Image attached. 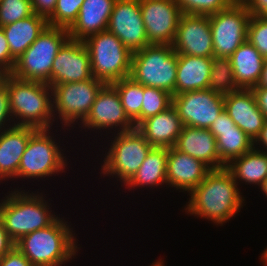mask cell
<instances>
[{"instance_id": "38", "label": "cell", "mask_w": 267, "mask_h": 266, "mask_svg": "<svg viewBox=\"0 0 267 266\" xmlns=\"http://www.w3.org/2000/svg\"><path fill=\"white\" fill-rule=\"evenodd\" d=\"M15 61L16 60L11 56L3 28L0 27V66L10 74L14 68Z\"/></svg>"}, {"instance_id": "30", "label": "cell", "mask_w": 267, "mask_h": 266, "mask_svg": "<svg viewBox=\"0 0 267 266\" xmlns=\"http://www.w3.org/2000/svg\"><path fill=\"white\" fill-rule=\"evenodd\" d=\"M117 90L125 114L137 127L141 123V107L144 99V86L130 77L111 83Z\"/></svg>"}, {"instance_id": "23", "label": "cell", "mask_w": 267, "mask_h": 266, "mask_svg": "<svg viewBox=\"0 0 267 266\" xmlns=\"http://www.w3.org/2000/svg\"><path fill=\"white\" fill-rule=\"evenodd\" d=\"M116 0H85L78 17L68 29L69 39L84 41L87 37L107 30Z\"/></svg>"}, {"instance_id": "17", "label": "cell", "mask_w": 267, "mask_h": 266, "mask_svg": "<svg viewBox=\"0 0 267 266\" xmlns=\"http://www.w3.org/2000/svg\"><path fill=\"white\" fill-rule=\"evenodd\" d=\"M90 55L83 41L68 39L54 58L48 85L91 79Z\"/></svg>"}, {"instance_id": "3", "label": "cell", "mask_w": 267, "mask_h": 266, "mask_svg": "<svg viewBox=\"0 0 267 266\" xmlns=\"http://www.w3.org/2000/svg\"><path fill=\"white\" fill-rule=\"evenodd\" d=\"M0 201V218L4 228L15 243L23 236L48 227L57 218L43 192L29 193L15 188Z\"/></svg>"}, {"instance_id": "39", "label": "cell", "mask_w": 267, "mask_h": 266, "mask_svg": "<svg viewBox=\"0 0 267 266\" xmlns=\"http://www.w3.org/2000/svg\"><path fill=\"white\" fill-rule=\"evenodd\" d=\"M0 266H32L30 261L15 246L0 258Z\"/></svg>"}, {"instance_id": "6", "label": "cell", "mask_w": 267, "mask_h": 266, "mask_svg": "<svg viewBox=\"0 0 267 266\" xmlns=\"http://www.w3.org/2000/svg\"><path fill=\"white\" fill-rule=\"evenodd\" d=\"M68 39V29L48 25L15 61L10 74L17 79L48 84L54 58Z\"/></svg>"}, {"instance_id": "14", "label": "cell", "mask_w": 267, "mask_h": 266, "mask_svg": "<svg viewBox=\"0 0 267 266\" xmlns=\"http://www.w3.org/2000/svg\"><path fill=\"white\" fill-rule=\"evenodd\" d=\"M78 125L81 131L82 128L84 130L91 129L92 131L96 129L98 132L99 130L102 132L104 129L109 131L112 129L115 133L129 131L135 128L134 123L125 114L117 90L111 84H105L101 88L92 104L90 113Z\"/></svg>"}, {"instance_id": "2", "label": "cell", "mask_w": 267, "mask_h": 266, "mask_svg": "<svg viewBox=\"0 0 267 266\" xmlns=\"http://www.w3.org/2000/svg\"><path fill=\"white\" fill-rule=\"evenodd\" d=\"M59 217L48 227L35 230L15 242L32 266H62L78 255L73 228Z\"/></svg>"}, {"instance_id": "20", "label": "cell", "mask_w": 267, "mask_h": 266, "mask_svg": "<svg viewBox=\"0 0 267 266\" xmlns=\"http://www.w3.org/2000/svg\"><path fill=\"white\" fill-rule=\"evenodd\" d=\"M175 147L200 160L211 170L226 167L220 160L216 138L208 129L183 126Z\"/></svg>"}, {"instance_id": "5", "label": "cell", "mask_w": 267, "mask_h": 266, "mask_svg": "<svg viewBox=\"0 0 267 266\" xmlns=\"http://www.w3.org/2000/svg\"><path fill=\"white\" fill-rule=\"evenodd\" d=\"M178 55L172 45L150 44L132 53L130 78L176 95Z\"/></svg>"}, {"instance_id": "46", "label": "cell", "mask_w": 267, "mask_h": 266, "mask_svg": "<svg viewBox=\"0 0 267 266\" xmlns=\"http://www.w3.org/2000/svg\"><path fill=\"white\" fill-rule=\"evenodd\" d=\"M255 87L267 88V59L264 61L260 80Z\"/></svg>"}, {"instance_id": "10", "label": "cell", "mask_w": 267, "mask_h": 266, "mask_svg": "<svg viewBox=\"0 0 267 266\" xmlns=\"http://www.w3.org/2000/svg\"><path fill=\"white\" fill-rule=\"evenodd\" d=\"M104 85L103 81L92 77L89 80L52 86L53 114L56 122L58 119L62 121L63 130H68V127L70 129L86 119L98 92Z\"/></svg>"}, {"instance_id": "29", "label": "cell", "mask_w": 267, "mask_h": 266, "mask_svg": "<svg viewBox=\"0 0 267 266\" xmlns=\"http://www.w3.org/2000/svg\"><path fill=\"white\" fill-rule=\"evenodd\" d=\"M216 143L220 160L225 165L254 147L253 141L237 125L233 129L218 130Z\"/></svg>"}, {"instance_id": "19", "label": "cell", "mask_w": 267, "mask_h": 266, "mask_svg": "<svg viewBox=\"0 0 267 266\" xmlns=\"http://www.w3.org/2000/svg\"><path fill=\"white\" fill-rule=\"evenodd\" d=\"M211 169L196 158L179 151L175 146L168 148L167 185L179 192L189 194L206 177Z\"/></svg>"}, {"instance_id": "49", "label": "cell", "mask_w": 267, "mask_h": 266, "mask_svg": "<svg viewBox=\"0 0 267 266\" xmlns=\"http://www.w3.org/2000/svg\"><path fill=\"white\" fill-rule=\"evenodd\" d=\"M260 189H261L262 194H264L267 197V178L265 179Z\"/></svg>"}, {"instance_id": "16", "label": "cell", "mask_w": 267, "mask_h": 266, "mask_svg": "<svg viewBox=\"0 0 267 266\" xmlns=\"http://www.w3.org/2000/svg\"><path fill=\"white\" fill-rule=\"evenodd\" d=\"M172 47L177 55L212 58L214 50L209 16L183 13Z\"/></svg>"}, {"instance_id": "36", "label": "cell", "mask_w": 267, "mask_h": 266, "mask_svg": "<svg viewBox=\"0 0 267 266\" xmlns=\"http://www.w3.org/2000/svg\"><path fill=\"white\" fill-rule=\"evenodd\" d=\"M247 40L267 59V18L265 16L250 17Z\"/></svg>"}, {"instance_id": "44", "label": "cell", "mask_w": 267, "mask_h": 266, "mask_svg": "<svg viewBox=\"0 0 267 266\" xmlns=\"http://www.w3.org/2000/svg\"><path fill=\"white\" fill-rule=\"evenodd\" d=\"M252 91L254 93L257 106L267 119V88L254 87Z\"/></svg>"}, {"instance_id": "31", "label": "cell", "mask_w": 267, "mask_h": 266, "mask_svg": "<svg viewBox=\"0 0 267 266\" xmlns=\"http://www.w3.org/2000/svg\"><path fill=\"white\" fill-rule=\"evenodd\" d=\"M208 89L223 96L239 90L230 58L212 57Z\"/></svg>"}, {"instance_id": "43", "label": "cell", "mask_w": 267, "mask_h": 266, "mask_svg": "<svg viewBox=\"0 0 267 266\" xmlns=\"http://www.w3.org/2000/svg\"><path fill=\"white\" fill-rule=\"evenodd\" d=\"M14 245L15 243L8 236L2 219L0 218V258L9 252Z\"/></svg>"}, {"instance_id": "35", "label": "cell", "mask_w": 267, "mask_h": 266, "mask_svg": "<svg viewBox=\"0 0 267 266\" xmlns=\"http://www.w3.org/2000/svg\"><path fill=\"white\" fill-rule=\"evenodd\" d=\"M182 13L194 15H212L228 8L229 0H176Z\"/></svg>"}, {"instance_id": "45", "label": "cell", "mask_w": 267, "mask_h": 266, "mask_svg": "<svg viewBox=\"0 0 267 266\" xmlns=\"http://www.w3.org/2000/svg\"><path fill=\"white\" fill-rule=\"evenodd\" d=\"M259 143V144H258ZM259 145V146H257ZM253 146L255 149L267 153V119L265 121L263 129L260 131V134L253 141ZM257 146V147H256ZM263 146V147H262ZM260 147V148H258ZM262 148V149H261ZM261 149V150H260ZM265 149V150H264Z\"/></svg>"}, {"instance_id": "24", "label": "cell", "mask_w": 267, "mask_h": 266, "mask_svg": "<svg viewBox=\"0 0 267 266\" xmlns=\"http://www.w3.org/2000/svg\"><path fill=\"white\" fill-rule=\"evenodd\" d=\"M229 58L239 89H253L260 80L265 58L248 40Z\"/></svg>"}, {"instance_id": "12", "label": "cell", "mask_w": 267, "mask_h": 266, "mask_svg": "<svg viewBox=\"0 0 267 266\" xmlns=\"http://www.w3.org/2000/svg\"><path fill=\"white\" fill-rule=\"evenodd\" d=\"M172 105L183 126L209 129L224 110V96L210 89L187 91L172 96Z\"/></svg>"}, {"instance_id": "27", "label": "cell", "mask_w": 267, "mask_h": 266, "mask_svg": "<svg viewBox=\"0 0 267 266\" xmlns=\"http://www.w3.org/2000/svg\"><path fill=\"white\" fill-rule=\"evenodd\" d=\"M225 168L238 185L245 183L261 187L267 178V153L253 147L249 152L232 159Z\"/></svg>"}, {"instance_id": "40", "label": "cell", "mask_w": 267, "mask_h": 266, "mask_svg": "<svg viewBox=\"0 0 267 266\" xmlns=\"http://www.w3.org/2000/svg\"><path fill=\"white\" fill-rule=\"evenodd\" d=\"M35 14L48 19L56 7L57 0H31Z\"/></svg>"}, {"instance_id": "22", "label": "cell", "mask_w": 267, "mask_h": 266, "mask_svg": "<svg viewBox=\"0 0 267 266\" xmlns=\"http://www.w3.org/2000/svg\"><path fill=\"white\" fill-rule=\"evenodd\" d=\"M36 130L30 126H14L0 133V183L16 178L21 157Z\"/></svg>"}, {"instance_id": "42", "label": "cell", "mask_w": 267, "mask_h": 266, "mask_svg": "<svg viewBox=\"0 0 267 266\" xmlns=\"http://www.w3.org/2000/svg\"><path fill=\"white\" fill-rule=\"evenodd\" d=\"M245 6L251 16H265L267 14V0H249Z\"/></svg>"}, {"instance_id": "32", "label": "cell", "mask_w": 267, "mask_h": 266, "mask_svg": "<svg viewBox=\"0 0 267 266\" xmlns=\"http://www.w3.org/2000/svg\"><path fill=\"white\" fill-rule=\"evenodd\" d=\"M143 97L141 122L148 117L165 111L172 105V95L162 89L144 86Z\"/></svg>"}, {"instance_id": "13", "label": "cell", "mask_w": 267, "mask_h": 266, "mask_svg": "<svg viewBox=\"0 0 267 266\" xmlns=\"http://www.w3.org/2000/svg\"><path fill=\"white\" fill-rule=\"evenodd\" d=\"M149 44L172 45L182 11L176 0H139Z\"/></svg>"}, {"instance_id": "50", "label": "cell", "mask_w": 267, "mask_h": 266, "mask_svg": "<svg viewBox=\"0 0 267 266\" xmlns=\"http://www.w3.org/2000/svg\"><path fill=\"white\" fill-rule=\"evenodd\" d=\"M232 4H246L249 0H229Z\"/></svg>"}, {"instance_id": "8", "label": "cell", "mask_w": 267, "mask_h": 266, "mask_svg": "<svg viewBox=\"0 0 267 266\" xmlns=\"http://www.w3.org/2000/svg\"><path fill=\"white\" fill-rule=\"evenodd\" d=\"M110 148L105 151L101 173L117 177L123 186L134 176L153 148L135 127L132 130L114 133ZM107 152V153H106Z\"/></svg>"}, {"instance_id": "15", "label": "cell", "mask_w": 267, "mask_h": 266, "mask_svg": "<svg viewBox=\"0 0 267 266\" xmlns=\"http://www.w3.org/2000/svg\"><path fill=\"white\" fill-rule=\"evenodd\" d=\"M107 30L113 33L131 53L150 45L139 0H116Z\"/></svg>"}, {"instance_id": "7", "label": "cell", "mask_w": 267, "mask_h": 266, "mask_svg": "<svg viewBox=\"0 0 267 266\" xmlns=\"http://www.w3.org/2000/svg\"><path fill=\"white\" fill-rule=\"evenodd\" d=\"M83 42L90 55L94 78L111 84L130 76L132 53L113 33L105 30Z\"/></svg>"}, {"instance_id": "1", "label": "cell", "mask_w": 267, "mask_h": 266, "mask_svg": "<svg viewBox=\"0 0 267 266\" xmlns=\"http://www.w3.org/2000/svg\"><path fill=\"white\" fill-rule=\"evenodd\" d=\"M232 174L226 169L211 170L205 179L188 195L185 213L197 218H206L222 226L240 212L245 203L241 189Z\"/></svg>"}, {"instance_id": "48", "label": "cell", "mask_w": 267, "mask_h": 266, "mask_svg": "<svg viewBox=\"0 0 267 266\" xmlns=\"http://www.w3.org/2000/svg\"><path fill=\"white\" fill-rule=\"evenodd\" d=\"M267 247V246H266ZM260 260L263 261L264 265L267 266V248H264L263 253L261 254Z\"/></svg>"}, {"instance_id": "21", "label": "cell", "mask_w": 267, "mask_h": 266, "mask_svg": "<svg viewBox=\"0 0 267 266\" xmlns=\"http://www.w3.org/2000/svg\"><path fill=\"white\" fill-rule=\"evenodd\" d=\"M136 128L152 147L172 148L177 143L183 124L171 105L165 111L144 119Z\"/></svg>"}, {"instance_id": "4", "label": "cell", "mask_w": 267, "mask_h": 266, "mask_svg": "<svg viewBox=\"0 0 267 266\" xmlns=\"http://www.w3.org/2000/svg\"><path fill=\"white\" fill-rule=\"evenodd\" d=\"M5 79L15 126L52 129L55 122L52 87L38 81L17 79L11 74Z\"/></svg>"}, {"instance_id": "47", "label": "cell", "mask_w": 267, "mask_h": 266, "mask_svg": "<svg viewBox=\"0 0 267 266\" xmlns=\"http://www.w3.org/2000/svg\"><path fill=\"white\" fill-rule=\"evenodd\" d=\"M9 73L0 66V84L5 80Z\"/></svg>"}, {"instance_id": "26", "label": "cell", "mask_w": 267, "mask_h": 266, "mask_svg": "<svg viewBox=\"0 0 267 266\" xmlns=\"http://www.w3.org/2000/svg\"><path fill=\"white\" fill-rule=\"evenodd\" d=\"M48 26V20L37 14L3 28L11 56L17 60Z\"/></svg>"}, {"instance_id": "34", "label": "cell", "mask_w": 267, "mask_h": 266, "mask_svg": "<svg viewBox=\"0 0 267 266\" xmlns=\"http://www.w3.org/2000/svg\"><path fill=\"white\" fill-rule=\"evenodd\" d=\"M33 14L31 0H1L0 27L12 24Z\"/></svg>"}, {"instance_id": "51", "label": "cell", "mask_w": 267, "mask_h": 266, "mask_svg": "<svg viewBox=\"0 0 267 266\" xmlns=\"http://www.w3.org/2000/svg\"><path fill=\"white\" fill-rule=\"evenodd\" d=\"M150 266H165L164 265V260L159 259L158 261L156 260L154 263H152Z\"/></svg>"}, {"instance_id": "9", "label": "cell", "mask_w": 267, "mask_h": 266, "mask_svg": "<svg viewBox=\"0 0 267 266\" xmlns=\"http://www.w3.org/2000/svg\"><path fill=\"white\" fill-rule=\"evenodd\" d=\"M50 130L37 129L31 135L21 157L16 178L37 180L65 172L68 158L64 156V149L60 148V142H56L58 140H55Z\"/></svg>"}, {"instance_id": "11", "label": "cell", "mask_w": 267, "mask_h": 266, "mask_svg": "<svg viewBox=\"0 0 267 266\" xmlns=\"http://www.w3.org/2000/svg\"><path fill=\"white\" fill-rule=\"evenodd\" d=\"M250 17L245 4H231L209 15L215 57L229 58L247 40Z\"/></svg>"}, {"instance_id": "37", "label": "cell", "mask_w": 267, "mask_h": 266, "mask_svg": "<svg viewBox=\"0 0 267 266\" xmlns=\"http://www.w3.org/2000/svg\"><path fill=\"white\" fill-rule=\"evenodd\" d=\"M14 126L15 124L10 109L9 93L7 90V80L5 79L0 84V133Z\"/></svg>"}, {"instance_id": "41", "label": "cell", "mask_w": 267, "mask_h": 266, "mask_svg": "<svg viewBox=\"0 0 267 266\" xmlns=\"http://www.w3.org/2000/svg\"><path fill=\"white\" fill-rule=\"evenodd\" d=\"M235 126V122L229 117L228 113L223 110L208 130L217 138L218 130L233 129Z\"/></svg>"}, {"instance_id": "33", "label": "cell", "mask_w": 267, "mask_h": 266, "mask_svg": "<svg viewBox=\"0 0 267 266\" xmlns=\"http://www.w3.org/2000/svg\"><path fill=\"white\" fill-rule=\"evenodd\" d=\"M85 0H57L53 14L47 19L49 26L69 29L76 21Z\"/></svg>"}, {"instance_id": "18", "label": "cell", "mask_w": 267, "mask_h": 266, "mask_svg": "<svg viewBox=\"0 0 267 266\" xmlns=\"http://www.w3.org/2000/svg\"><path fill=\"white\" fill-rule=\"evenodd\" d=\"M224 110L252 141L264 127L266 116L257 106L252 89H239L224 96Z\"/></svg>"}, {"instance_id": "25", "label": "cell", "mask_w": 267, "mask_h": 266, "mask_svg": "<svg viewBox=\"0 0 267 266\" xmlns=\"http://www.w3.org/2000/svg\"><path fill=\"white\" fill-rule=\"evenodd\" d=\"M212 58L178 55L176 95L208 89Z\"/></svg>"}, {"instance_id": "28", "label": "cell", "mask_w": 267, "mask_h": 266, "mask_svg": "<svg viewBox=\"0 0 267 266\" xmlns=\"http://www.w3.org/2000/svg\"><path fill=\"white\" fill-rule=\"evenodd\" d=\"M167 156L168 148L153 147L125 188L134 190L142 186L152 188L167 185Z\"/></svg>"}]
</instances>
